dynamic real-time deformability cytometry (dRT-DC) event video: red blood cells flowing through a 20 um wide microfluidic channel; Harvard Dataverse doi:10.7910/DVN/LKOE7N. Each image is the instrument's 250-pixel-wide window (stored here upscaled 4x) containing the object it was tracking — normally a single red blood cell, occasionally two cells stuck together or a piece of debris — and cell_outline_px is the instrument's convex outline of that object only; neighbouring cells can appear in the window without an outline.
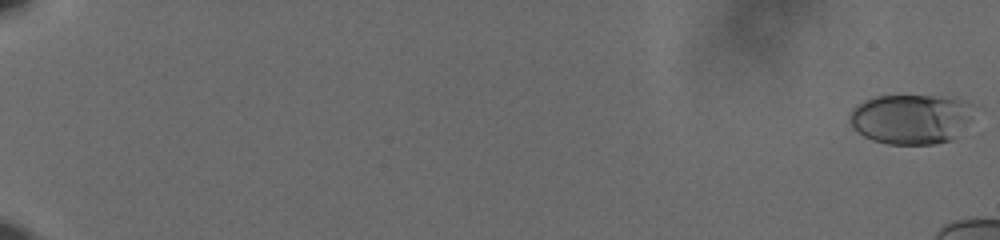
{"species": "human", "species_latin": "Homo sapiens", "temperature_condition": "cold", "stored_images_in_passage": 17, "camera_frame_rate_fps": 3000, "um_per_image_px": 0.085, "donor": {"sex": "male"}, "frame": {"image": 1, "passage_image": 1, "time_ms": 0.0, "image_size_px": [1000, 240], "cell_outline_px": [[972, 104], [964, 120], [952, 136], [948, 140], [936, 144], [888, 144], [872, 140], [864, 136], [848, 120], [848, 116], [852, 108], [856, 104], [864, 100], [876, 96], [956, 96], [968, 100]], "centroid_in_image_um": [77.31, 10.07], "position_along_channel_um": 7.7, "area_um2": 35.37}}